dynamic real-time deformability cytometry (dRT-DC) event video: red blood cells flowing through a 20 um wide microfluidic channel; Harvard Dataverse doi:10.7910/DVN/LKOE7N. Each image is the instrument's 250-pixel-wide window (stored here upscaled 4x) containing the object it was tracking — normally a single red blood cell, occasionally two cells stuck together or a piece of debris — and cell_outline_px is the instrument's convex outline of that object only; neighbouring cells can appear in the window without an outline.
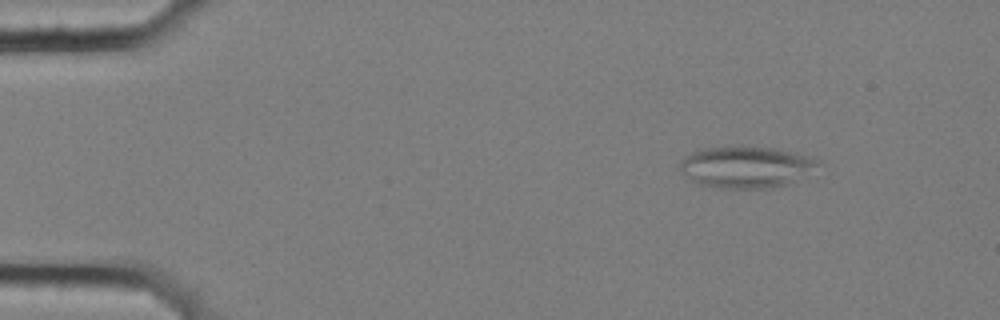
{"species": "common noctule bat (a hibernating species)", "species_latin": "Nyctalus noctula", "temperature_condition": "cold", "stored_images_in_passage": 5, "camera_frame_rate_fps": 3000, "um_per_image_px": 0.085, "animal": {"sex": "female", "body_mass_g": 25.1}, "frame": {"image": 1, "passage_image": 1, "time_ms": 0.0, "image_size_px": [1000, 320], "cell_outline_px": [[824, 164], [796, 180], [788, 184], [772, 188], [720, 188], [696, 184], [688, 180], [680, 172], [680, 164], [684, 156], [700, 148], [772, 148], [796, 152], [820, 160]], "centroid_in_image_um": [63.41, 14.22], "position_along_channel_um": 21.6, "area_um2": 33.47}}